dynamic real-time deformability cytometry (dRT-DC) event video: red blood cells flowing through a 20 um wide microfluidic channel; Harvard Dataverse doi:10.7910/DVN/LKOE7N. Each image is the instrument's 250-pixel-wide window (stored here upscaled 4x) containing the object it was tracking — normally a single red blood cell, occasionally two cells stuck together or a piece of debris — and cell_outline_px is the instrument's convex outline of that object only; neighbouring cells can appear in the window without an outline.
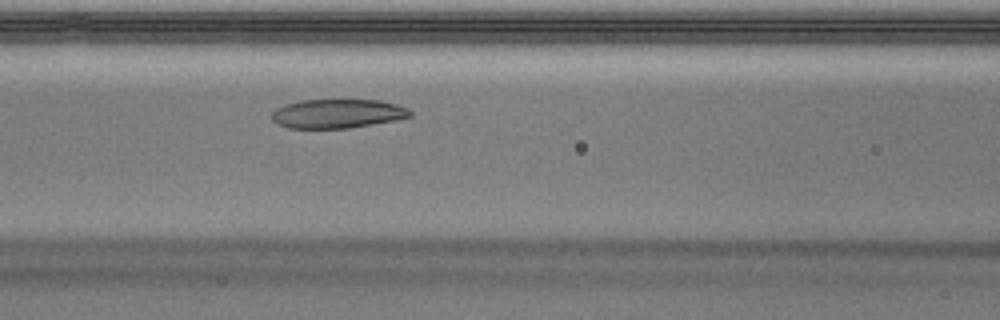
{"species": "Egyptian fruit bat (a non-hibernating species)", "species_latin": "Rousettus aegyptiacus", "temperature_condition": "warm", "stored_images_in_passage": 43, "camera_frame_rate_fps": 3000, "um_per_image_px": 0.085, "animal": {"sex": "male"}, "frame": {"image": 1, "passage_image": 14, "time_ms": 4.333, "image_size_px": [1000, 320], "cell_outline_px": [[412, 116], [396, 120], [348, 128], [288, 128], [276, 124], [272, 120], [272, 112], [276, 108], [300, 100], [380, 100], [396, 104], [408, 108], [412, 112]], "centroid_in_image_um": [28.69, 9.66], "position_along_channel_um": 137.9, "area_um2": 23.41}}
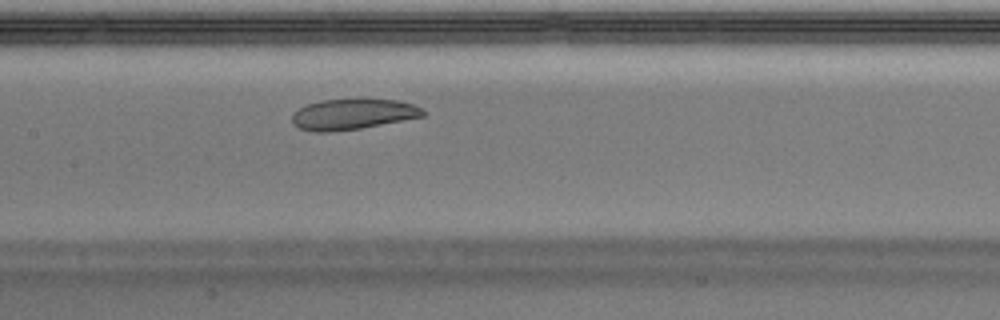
{"frame": {"image": 2, "passage_image": 17, "time_ms": 5.333, "image_size_px": [1000, 320], "cell_outline_px": [[424, 116], [360, 128], [328, 132], [316, 132], [300, 128], [292, 120], [292, 112], [308, 104], [320, 100], [396, 100], [412, 104], [420, 108], [424, 112]], "centroid_in_image_um": [29.95, 9.71], "position_along_channel_um": 177.5, "area_um2": 22.77}}
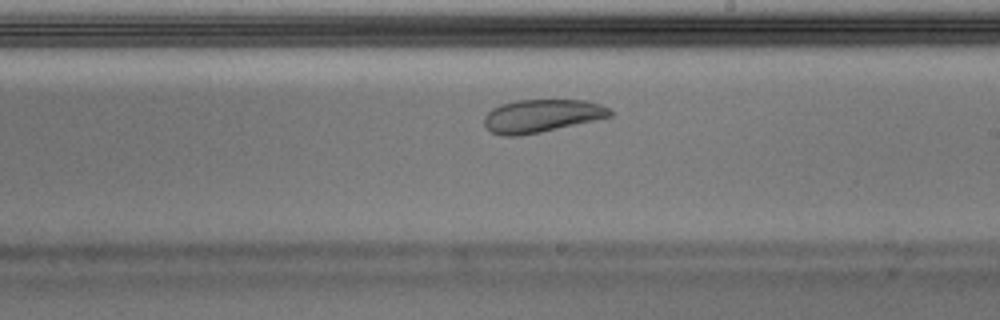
{"frame": {"image": 3, "passage_image": 22, "time_ms": 7.0, "image_size_px": [1000, 320], "cell_outline_px": [[612, 116], [596, 120], [540, 132], [520, 136], [500, 136], [492, 132], [484, 124], [484, 116], [492, 108], [500, 104], [516, 100], [588, 100], [600, 104], [608, 108], [612, 112]], "centroid_in_image_um": [46.02, 9.84], "position_along_channel_um": 243.0, "area_um2": 24.22}, "authors_computed_cell_mechanics": {"area_um2": 25.3742, "velocity_mm_per_s": 3.9457, "shape_relaxation_time_tau1_ms": null, "shape_relaxation_time_tau2_ms": 1.5146, "deformation_change_tau1": null, "deformation_change_tau2": 0.0648}}